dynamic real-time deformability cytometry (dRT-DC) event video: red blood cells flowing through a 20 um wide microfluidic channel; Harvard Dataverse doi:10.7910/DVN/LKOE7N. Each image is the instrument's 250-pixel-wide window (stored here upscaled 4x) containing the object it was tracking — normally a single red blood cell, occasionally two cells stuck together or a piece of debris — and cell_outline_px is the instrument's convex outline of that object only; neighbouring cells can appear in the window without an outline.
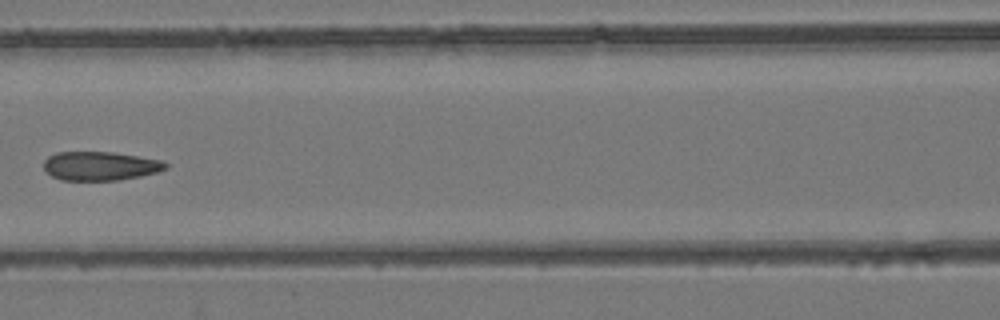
{"species": "common noctule bat (a hibernating species)", "species_latin": "Nyctalus noctula", "temperature_condition": "room temperature", "stored_images_in_passage": 8, "camera_frame_rate_fps": 3000, "um_per_image_px": 0.085, "animal": {"sex": "female", "body_mass_g": 24.6, "forearm_length_mm": 56.2}, "frame": {"image": 1, "passage_image": 8, "time_ms": 8.0, "image_size_px": [1000, 320], "cell_outline_px": [[168, 168], [156, 172], [140, 176], [120, 180], [60, 180], [52, 176], [44, 168], [44, 160], [48, 156], [56, 152], [112, 152], [160, 160], [168, 164]], "centroid_in_image_um": [8.5, 14.11], "position_along_channel_um": 158.1, "area_um2": 20.4}}